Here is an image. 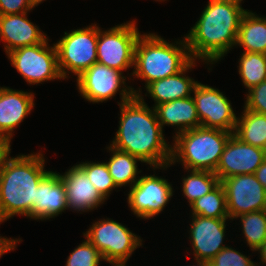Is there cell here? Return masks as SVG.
<instances>
[{
    "mask_svg": "<svg viewBox=\"0 0 266 266\" xmlns=\"http://www.w3.org/2000/svg\"><path fill=\"white\" fill-rule=\"evenodd\" d=\"M243 108L266 115V80L248 90Z\"/></svg>",
    "mask_w": 266,
    "mask_h": 266,
    "instance_id": "1f68e13d",
    "label": "cell"
},
{
    "mask_svg": "<svg viewBox=\"0 0 266 266\" xmlns=\"http://www.w3.org/2000/svg\"><path fill=\"white\" fill-rule=\"evenodd\" d=\"M67 207V194L60 173L50 171L36 188L35 203L28 216L35 220L55 218Z\"/></svg>",
    "mask_w": 266,
    "mask_h": 266,
    "instance_id": "2e32d148",
    "label": "cell"
},
{
    "mask_svg": "<svg viewBox=\"0 0 266 266\" xmlns=\"http://www.w3.org/2000/svg\"><path fill=\"white\" fill-rule=\"evenodd\" d=\"M11 150V145H9L2 137H0V164L2 158Z\"/></svg>",
    "mask_w": 266,
    "mask_h": 266,
    "instance_id": "d590c367",
    "label": "cell"
},
{
    "mask_svg": "<svg viewBox=\"0 0 266 266\" xmlns=\"http://www.w3.org/2000/svg\"><path fill=\"white\" fill-rule=\"evenodd\" d=\"M90 179L92 185L107 200L113 189L118 188L110 175L106 162H81L77 164Z\"/></svg>",
    "mask_w": 266,
    "mask_h": 266,
    "instance_id": "f1b7e54d",
    "label": "cell"
},
{
    "mask_svg": "<svg viewBox=\"0 0 266 266\" xmlns=\"http://www.w3.org/2000/svg\"><path fill=\"white\" fill-rule=\"evenodd\" d=\"M48 39L43 43L21 47L7 53L11 65L29 85L63 79L58 68L56 46H49Z\"/></svg>",
    "mask_w": 266,
    "mask_h": 266,
    "instance_id": "30bf717a",
    "label": "cell"
},
{
    "mask_svg": "<svg viewBox=\"0 0 266 266\" xmlns=\"http://www.w3.org/2000/svg\"><path fill=\"white\" fill-rule=\"evenodd\" d=\"M233 1H236V2L242 3L243 0H233Z\"/></svg>",
    "mask_w": 266,
    "mask_h": 266,
    "instance_id": "ab89813d",
    "label": "cell"
},
{
    "mask_svg": "<svg viewBox=\"0 0 266 266\" xmlns=\"http://www.w3.org/2000/svg\"><path fill=\"white\" fill-rule=\"evenodd\" d=\"M254 175H255L256 179L261 183V185L266 189V159L257 168Z\"/></svg>",
    "mask_w": 266,
    "mask_h": 266,
    "instance_id": "e575fe53",
    "label": "cell"
},
{
    "mask_svg": "<svg viewBox=\"0 0 266 266\" xmlns=\"http://www.w3.org/2000/svg\"><path fill=\"white\" fill-rule=\"evenodd\" d=\"M209 266H256L250 257L230 246L223 248L212 260Z\"/></svg>",
    "mask_w": 266,
    "mask_h": 266,
    "instance_id": "4dcf8cb0",
    "label": "cell"
},
{
    "mask_svg": "<svg viewBox=\"0 0 266 266\" xmlns=\"http://www.w3.org/2000/svg\"><path fill=\"white\" fill-rule=\"evenodd\" d=\"M173 191L172 184L165 178L145 174L129 189L128 206L136 217L150 219L164 210Z\"/></svg>",
    "mask_w": 266,
    "mask_h": 266,
    "instance_id": "8fae6325",
    "label": "cell"
},
{
    "mask_svg": "<svg viewBox=\"0 0 266 266\" xmlns=\"http://www.w3.org/2000/svg\"><path fill=\"white\" fill-rule=\"evenodd\" d=\"M27 13L0 15V40L6 43V54L21 47L43 43L48 38L28 20Z\"/></svg>",
    "mask_w": 266,
    "mask_h": 266,
    "instance_id": "d6986e66",
    "label": "cell"
},
{
    "mask_svg": "<svg viewBox=\"0 0 266 266\" xmlns=\"http://www.w3.org/2000/svg\"><path fill=\"white\" fill-rule=\"evenodd\" d=\"M106 149L113 154L106 164L114 183L120 188L128 185L131 188L140 178L138 174L142 171H138L137 162L141 160L127 152L118 150L111 145Z\"/></svg>",
    "mask_w": 266,
    "mask_h": 266,
    "instance_id": "603a6c76",
    "label": "cell"
},
{
    "mask_svg": "<svg viewBox=\"0 0 266 266\" xmlns=\"http://www.w3.org/2000/svg\"><path fill=\"white\" fill-rule=\"evenodd\" d=\"M234 135L242 142L263 149L266 142V115L243 109Z\"/></svg>",
    "mask_w": 266,
    "mask_h": 266,
    "instance_id": "cb8c5ba5",
    "label": "cell"
},
{
    "mask_svg": "<svg viewBox=\"0 0 266 266\" xmlns=\"http://www.w3.org/2000/svg\"><path fill=\"white\" fill-rule=\"evenodd\" d=\"M240 218L242 233L251 251L256 250L266 241V209L236 216Z\"/></svg>",
    "mask_w": 266,
    "mask_h": 266,
    "instance_id": "83f0119b",
    "label": "cell"
},
{
    "mask_svg": "<svg viewBox=\"0 0 266 266\" xmlns=\"http://www.w3.org/2000/svg\"><path fill=\"white\" fill-rule=\"evenodd\" d=\"M265 159L266 153L263 149L246 144L232 134L214 173L220 182L235 175L254 174Z\"/></svg>",
    "mask_w": 266,
    "mask_h": 266,
    "instance_id": "5bb4252c",
    "label": "cell"
},
{
    "mask_svg": "<svg viewBox=\"0 0 266 266\" xmlns=\"http://www.w3.org/2000/svg\"><path fill=\"white\" fill-rule=\"evenodd\" d=\"M247 9L233 0H209L185 39L192 60L215 64L236 46L239 26Z\"/></svg>",
    "mask_w": 266,
    "mask_h": 266,
    "instance_id": "7a4b0ae2",
    "label": "cell"
},
{
    "mask_svg": "<svg viewBox=\"0 0 266 266\" xmlns=\"http://www.w3.org/2000/svg\"><path fill=\"white\" fill-rule=\"evenodd\" d=\"M195 64L196 60H192L178 74L155 80L145 87L146 93H148L155 102L154 108L165 102L192 96L191 93L193 94V90L198 81L186 76V72L192 69Z\"/></svg>",
    "mask_w": 266,
    "mask_h": 266,
    "instance_id": "ffe728a7",
    "label": "cell"
},
{
    "mask_svg": "<svg viewBox=\"0 0 266 266\" xmlns=\"http://www.w3.org/2000/svg\"><path fill=\"white\" fill-rule=\"evenodd\" d=\"M34 93L0 87V137L9 145L16 127L34 108Z\"/></svg>",
    "mask_w": 266,
    "mask_h": 266,
    "instance_id": "e0dca14e",
    "label": "cell"
},
{
    "mask_svg": "<svg viewBox=\"0 0 266 266\" xmlns=\"http://www.w3.org/2000/svg\"><path fill=\"white\" fill-rule=\"evenodd\" d=\"M11 150L0 164V224L15 215L29 216L35 203L36 188L50 172L45 170L41 152L10 157Z\"/></svg>",
    "mask_w": 266,
    "mask_h": 266,
    "instance_id": "3957f363",
    "label": "cell"
},
{
    "mask_svg": "<svg viewBox=\"0 0 266 266\" xmlns=\"http://www.w3.org/2000/svg\"><path fill=\"white\" fill-rule=\"evenodd\" d=\"M76 82L79 93L90 103L108 101L118 91L121 95L120 103H124L130 101L141 91L140 88L135 90L131 86H126V77L123 76V72L98 62L81 73L77 77Z\"/></svg>",
    "mask_w": 266,
    "mask_h": 266,
    "instance_id": "9c48e42d",
    "label": "cell"
},
{
    "mask_svg": "<svg viewBox=\"0 0 266 266\" xmlns=\"http://www.w3.org/2000/svg\"><path fill=\"white\" fill-rule=\"evenodd\" d=\"M236 45L244 48L243 52L266 54V17L247 10L239 26Z\"/></svg>",
    "mask_w": 266,
    "mask_h": 266,
    "instance_id": "7402d4cb",
    "label": "cell"
},
{
    "mask_svg": "<svg viewBox=\"0 0 266 266\" xmlns=\"http://www.w3.org/2000/svg\"><path fill=\"white\" fill-rule=\"evenodd\" d=\"M263 150L265 151V153H266V142H265V145H264V148H263Z\"/></svg>",
    "mask_w": 266,
    "mask_h": 266,
    "instance_id": "60d3db41",
    "label": "cell"
},
{
    "mask_svg": "<svg viewBox=\"0 0 266 266\" xmlns=\"http://www.w3.org/2000/svg\"><path fill=\"white\" fill-rule=\"evenodd\" d=\"M233 133L219 129L197 127L174 135L170 166L181 162L187 170L215 172L224 147Z\"/></svg>",
    "mask_w": 266,
    "mask_h": 266,
    "instance_id": "5b68a950",
    "label": "cell"
},
{
    "mask_svg": "<svg viewBox=\"0 0 266 266\" xmlns=\"http://www.w3.org/2000/svg\"><path fill=\"white\" fill-rule=\"evenodd\" d=\"M154 109L162 129L164 125L177 127L175 135L201 126L193 96L165 102Z\"/></svg>",
    "mask_w": 266,
    "mask_h": 266,
    "instance_id": "44dd1931",
    "label": "cell"
},
{
    "mask_svg": "<svg viewBox=\"0 0 266 266\" xmlns=\"http://www.w3.org/2000/svg\"><path fill=\"white\" fill-rule=\"evenodd\" d=\"M102 260L99 250L86 238L70 253L65 266H98Z\"/></svg>",
    "mask_w": 266,
    "mask_h": 266,
    "instance_id": "f546056e",
    "label": "cell"
},
{
    "mask_svg": "<svg viewBox=\"0 0 266 266\" xmlns=\"http://www.w3.org/2000/svg\"><path fill=\"white\" fill-rule=\"evenodd\" d=\"M112 266H126V262H112L110 263Z\"/></svg>",
    "mask_w": 266,
    "mask_h": 266,
    "instance_id": "74e56055",
    "label": "cell"
},
{
    "mask_svg": "<svg viewBox=\"0 0 266 266\" xmlns=\"http://www.w3.org/2000/svg\"><path fill=\"white\" fill-rule=\"evenodd\" d=\"M191 61L185 37L173 44L155 33H144L138 37L134 71L130 75L144 80L146 87L155 80L178 74Z\"/></svg>",
    "mask_w": 266,
    "mask_h": 266,
    "instance_id": "277c9868",
    "label": "cell"
},
{
    "mask_svg": "<svg viewBox=\"0 0 266 266\" xmlns=\"http://www.w3.org/2000/svg\"><path fill=\"white\" fill-rule=\"evenodd\" d=\"M195 260H196L195 262L197 263V266H209L208 262H206V261L197 260V259H195ZM188 266H191V265H188ZM192 266H196V264L192 265Z\"/></svg>",
    "mask_w": 266,
    "mask_h": 266,
    "instance_id": "8d00e7d4",
    "label": "cell"
},
{
    "mask_svg": "<svg viewBox=\"0 0 266 266\" xmlns=\"http://www.w3.org/2000/svg\"><path fill=\"white\" fill-rule=\"evenodd\" d=\"M96 25L64 32L65 35L55 43L58 68L64 80L71 73L78 77L97 63L98 25Z\"/></svg>",
    "mask_w": 266,
    "mask_h": 266,
    "instance_id": "8992f818",
    "label": "cell"
},
{
    "mask_svg": "<svg viewBox=\"0 0 266 266\" xmlns=\"http://www.w3.org/2000/svg\"><path fill=\"white\" fill-rule=\"evenodd\" d=\"M21 241V238L8 239L7 237L0 236V257L3 256L5 253H8V251H14L16 249L17 244Z\"/></svg>",
    "mask_w": 266,
    "mask_h": 266,
    "instance_id": "836d02e7",
    "label": "cell"
},
{
    "mask_svg": "<svg viewBox=\"0 0 266 266\" xmlns=\"http://www.w3.org/2000/svg\"><path fill=\"white\" fill-rule=\"evenodd\" d=\"M238 62L240 79L248 90L266 80V54L243 52Z\"/></svg>",
    "mask_w": 266,
    "mask_h": 266,
    "instance_id": "4316f807",
    "label": "cell"
},
{
    "mask_svg": "<svg viewBox=\"0 0 266 266\" xmlns=\"http://www.w3.org/2000/svg\"><path fill=\"white\" fill-rule=\"evenodd\" d=\"M191 217L189 239L194 258L209 262L227 247L223 241L228 218H208L200 215H191Z\"/></svg>",
    "mask_w": 266,
    "mask_h": 266,
    "instance_id": "9a60e30c",
    "label": "cell"
},
{
    "mask_svg": "<svg viewBox=\"0 0 266 266\" xmlns=\"http://www.w3.org/2000/svg\"><path fill=\"white\" fill-rule=\"evenodd\" d=\"M120 121L110 145L150 165L154 170L170 167L171 145L165 140L154 107L145 103L142 91L130 101L119 103Z\"/></svg>",
    "mask_w": 266,
    "mask_h": 266,
    "instance_id": "6da1fadb",
    "label": "cell"
},
{
    "mask_svg": "<svg viewBox=\"0 0 266 266\" xmlns=\"http://www.w3.org/2000/svg\"><path fill=\"white\" fill-rule=\"evenodd\" d=\"M100 252L104 261L127 262L132 253L142 246V239L123 224L111 218L99 219L83 233Z\"/></svg>",
    "mask_w": 266,
    "mask_h": 266,
    "instance_id": "52a82bcc",
    "label": "cell"
},
{
    "mask_svg": "<svg viewBox=\"0 0 266 266\" xmlns=\"http://www.w3.org/2000/svg\"><path fill=\"white\" fill-rule=\"evenodd\" d=\"M140 34L135 20L103 31L98 27L97 62L120 72L132 68Z\"/></svg>",
    "mask_w": 266,
    "mask_h": 266,
    "instance_id": "ba28073f",
    "label": "cell"
},
{
    "mask_svg": "<svg viewBox=\"0 0 266 266\" xmlns=\"http://www.w3.org/2000/svg\"><path fill=\"white\" fill-rule=\"evenodd\" d=\"M193 93L201 126L234 134L238 116L223 92L198 82Z\"/></svg>",
    "mask_w": 266,
    "mask_h": 266,
    "instance_id": "7c38bea8",
    "label": "cell"
},
{
    "mask_svg": "<svg viewBox=\"0 0 266 266\" xmlns=\"http://www.w3.org/2000/svg\"><path fill=\"white\" fill-rule=\"evenodd\" d=\"M187 177H182V191L189 206L198 198L213 190L220 180L214 172L206 170H188Z\"/></svg>",
    "mask_w": 266,
    "mask_h": 266,
    "instance_id": "484cf974",
    "label": "cell"
},
{
    "mask_svg": "<svg viewBox=\"0 0 266 266\" xmlns=\"http://www.w3.org/2000/svg\"><path fill=\"white\" fill-rule=\"evenodd\" d=\"M32 1V4L33 6H38L40 3H42V1H46V0H31Z\"/></svg>",
    "mask_w": 266,
    "mask_h": 266,
    "instance_id": "f35d334b",
    "label": "cell"
},
{
    "mask_svg": "<svg viewBox=\"0 0 266 266\" xmlns=\"http://www.w3.org/2000/svg\"><path fill=\"white\" fill-rule=\"evenodd\" d=\"M224 186L229 219L266 209V189L254 174H241L225 178Z\"/></svg>",
    "mask_w": 266,
    "mask_h": 266,
    "instance_id": "4fadbf2b",
    "label": "cell"
},
{
    "mask_svg": "<svg viewBox=\"0 0 266 266\" xmlns=\"http://www.w3.org/2000/svg\"><path fill=\"white\" fill-rule=\"evenodd\" d=\"M33 8L31 0H0V15L21 14Z\"/></svg>",
    "mask_w": 266,
    "mask_h": 266,
    "instance_id": "d6a6232c",
    "label": "cell"
},
{
    "mask_svg": "<svg viewBox=\"0 0 266 266\" xmlns=\"http://www.w3.org/2000/svg\"><path fill=\"white\" fill-rule=\"evenodd\" d=\"M60 177L66 189L68 210L88 212L104 204L106 199L77 164Z\"/></svg>",
    "mask_w": 266,
    "mask_h": 266,
    "instance_id": "ac0fdd59",
    "label": "cell"
},
{
    "mask_svg": "<svg viewBox=\"0 0 266 266\" xmlns=\"http://www.w3.org/2000/svg\"><path fill=\"white\" fill-rule=\"evenodd\" d=\"M190 207L192 208V215L208 218H229L226 193L221 182L209 193L194 201Z\"/></svg>",
    "mask_w": 266,
    "mask_h": 266,
    "instance_id": "d4e9b609",
    "label": "cell"
}]
</instances>
